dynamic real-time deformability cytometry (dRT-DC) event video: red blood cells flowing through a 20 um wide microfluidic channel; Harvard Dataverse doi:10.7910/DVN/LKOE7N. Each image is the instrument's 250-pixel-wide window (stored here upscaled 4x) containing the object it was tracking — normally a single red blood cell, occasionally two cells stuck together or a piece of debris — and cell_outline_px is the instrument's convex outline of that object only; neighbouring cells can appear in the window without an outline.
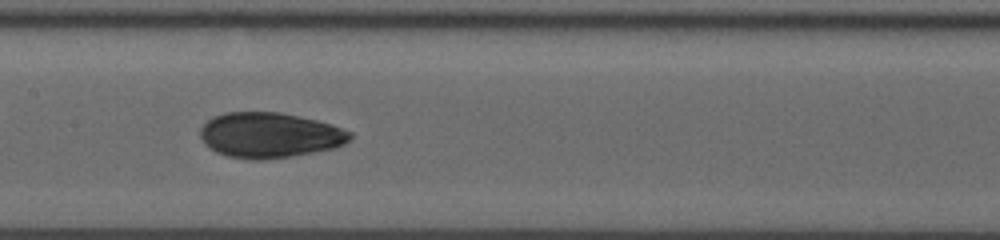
{"species": "human", "species_latin": "Homo sapiens", "temperature_condition": "room temperature", "stored_images_in_passage": 13, "camera_frame_rate_fps": 3000, "um_per_image_px": 0.085, "donor": {"sex": "male"}, "frame": {"image": 1, "passage_image": 11, "time_ms": 5.667, "image_size_px": [1000, 240], "cell_outline_px": [[352, 136], [344, 144], [332, 148], [312, 152], [288, 156], [260, 160], [252, 160], [228, 156], [216, 152], [204, 144], [200, 136], [200, 128], [212, 116], [224, 112], [280, 112], [316, 120], [332, 124], [352, 132]], "centroid_in_image_um": [22.88, 11.47], "position_along_channel_um": 184.5, "area_um2": 39.42}}
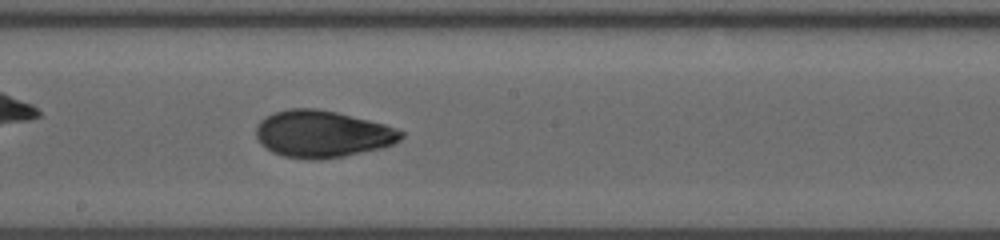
{"frame": {"image": 2, "passage_image": 13, "time_ms": 6.667, "image_size_px": [1000, 240], "cell_outline_px": [[404, 136], [400, 140], [384, 148], [344, 156], [320, 160], [308, 160], [284, 156], [272, 152], [264, 148], [256, 140], [256, 124], [264, 116], [272, 112], [288, 108], [316, 108], [336, 112], [384, 124], [396, 128], [404, 132]], "centroid_in_image_um": [27.35, 11.39], "position_along_channel_um": 220.8, "area_um2": 40.23}}